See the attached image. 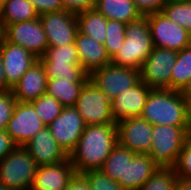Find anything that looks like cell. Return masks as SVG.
Wrapping results in <instances>:
<instances>
[{"instance_id": "cell-19", "label": "cell", "mask_w": 191, "mask_h": 190, "mask_svg": "<svg viewBox=\"0 0 191 190\" xmlns=\"http://www.w3.org/2000/svg\"><path fill=\"white\" fill-rule=\"evenodd\" d=\"M47 76L38 60L20 78L12 88L17 102H32L46 93Z\"/></svg>"}, {"instance_id": "cell-34", "label": "cell", "mask_w": 191, "mask_h": 190, "mask_svg": "<svg viewBox=\"0 0 191 190\" xmlns=\"http://www.w3.org/2000/svg\"><path fill=\"white\" fill-rule=\"evenodd\" d=\"M89 183L91 190H124L115 180L106 176L100 169L81 174Z\"/></svg>"}, {"instance_id": "cell-30", "label": "cell", "mask_w": 191, "mask_h": 190, "mask_svg": "<svg viewBox=\"0 0 191 190\" xmlns=\"http://www.w3.org/2000/svg\"><path fill=\"white\" fill-rule=\"evenodd\" d=\"M30 103L33 105L36 114L46 126L50 125L52 121L60 115L63 109L59 101L46 93Z\"/></svg>"}, {"instance_id": "cell-11", "label": "cell", "mask_w": 191, "mask_h": 190, "mask_svg": "<svg viewBox=\"0 0 191 190\" xmlns=\"http://www.w3.org/2000/svg\"><path fill=\"white\" fill-rule=\"evenodd\" d=\"M39 19L46 34L48 47L75 43L78 21L75 13L61 10L41 14Z\"/></svg>"}, {"instance_id": "cell-36", "label": "cell", "mask_w": 191, "mask_h": 190, "mask_svg": "<svg viewBox=\"0 0 191 190\" xmlns=\"http://www.w3.org/2000/svg\"><path fill=\"white\" fill-rule=\"evenodd\" d=\"M16 103L17 100L14 97L12 90L0 92V130L6 129Z\"/></svg>"}, {"instance_id": "cell-6", "label": "cell", "mask_w": 191, "mask_h": 190, "mask_svg": "<svg viewBox=\"0 0 191 190\" xmlns=\"http://www.w3.org/2000/svg\"><path fill=\"white\" fill-rule=\"evenodd\" d=\"M74 108L86 126L116 123L111 114V100L90 79L82 88Z\"/></svg>"}, {"instance_id": "cell-46", "label": "cell", "mask_w": 191, "mask_h": 190, "mask_svg": "<svg viewBox=\"0 0 191 190\" xmlns=\"http://www.w3.org/2000/svg\"><path fill=\"white\" fill-rule=\"evenodd\" d=\"M0 190H9V189L6 188L2 183H0Z\"/></svg>"}, {"instance_id": "cell-24", "label": "cell", "mask_w": 191, "mask_h": 190, "mask_svg": "<svg viewBox=\"0 0 191 190\" xmlns=\"http://www.w3.org/2000/svg\"><path fill=\"white\" fill-rule=\"evenodd\" d=\"M78 31L98 43L106 40L107 19L96 9H90L76 14Z\"/></svg>"}, {"instance_id": "cell-27", "label": "cell", "mask_w": 191, "mask_h": 190, "mask_svg": "<svg viewBox=\"0 0 191 190\" xmlns=\"http://www.w3.org/2000/svg\"><path fill=\"white\" fill-rule=\"evenodd\" d=\"M191 78V45L177 52L170 77V89L182 91Z\"/></svg>"}, {"instance_id": "cell-15", "label": "cell", "mask_w": 191, "mask_h": 190, "mask_svg": "<svg viewBox=\"0 0 191 190\" xmlns=\"http://www.w3.org/2000/svg\"><path fill=\"white\" fill-rule=\"evenodd\" d=\"M7 85L12 89L22 75L30 69L38 58L25 48L6 40L0 45Z\"/></svg>"}, {"instance_id": "cell-16", "label": "cell", "mask_w": 191, "mask_h": 190, "mask_svg": "<svg viewBox=\"0 0 191 190\" xmlns=\"http://www.w3.org/2000/svg\"><path fill=\"white\" fill-rule=\"evenodd\" d=\"M76 175L69 157L57 164L38 166L31 190H65Z\"/></svg>"}, {"instance_id": "cell-31", "label": "cell", "mask_w": 191, "mask_h": 190, "mask_svg": "<svg viewBox=\"0 0 191 190\" xmlns=\"http://www.w3.org/2000/svg\"><path fill=\"white\" fill-rule=\"evenodd\" d=\"M177 178L173 167H159L138 190H175Z\"/></svg>"}, {"instance_id": "cell-39", "label": "cell", "mask_w": 191, "mask_h": 190, "mask_svg": "<svg viewBox=\"0 0 191 190\" xmlns=\"http://www.w3.org/2000/svg\"><path fill=\"white\" fill-rule=\"evenodd\" d=\"M169 0H133L143 16L161 11L164 4Z\"/></svg>"}, {"instance_id": "cell-28", "label": "cell", "mask_w": 191, "mask_h": 190, "mask_svg": "<svg viewBox=\"0 0 191 190\" xmlns=\"http://www.w3.org/2000/svg\"><path fill=\"white\" fill-rule=\"evenodd\" d=\"M161 12L191 33V0H169Z\"/></svg>"}, {"instance_id": "cell-1", "label": "cell", "mask_w": 191, "mask_h": 190, "mask_svg": "<svg viewBox=\"0 0 191 190\" xmlns=\"http://www.w3.org/2000/svg\"><path fill=\"white\" fill-rule=\"evenodd\" d=\"M117 143L116 123L85 126L75 149L68 156L77 175L101 169Z\"/></svg>"}, {"instance_id": "cell-25", "label": "cell", "mask_w": 191, "mask_h": 190, "mask_svg": "<svg viewBox=\"0 0 191 190\" xmlns=\"http://www.w3.org/2000/svg\"><path fill=\"white\" fill-rule=\"evenodd\" d=\"M0 15L5 26L39 18V14L29 0H6L0 6Z\"/></svg>"}, {"instance_id": "cell-32", "label": "cell", "mask_w": 191, "mask_h": 190, "mask_svg": "<svg viewBox=\"0 0 191 190\" xmlns=\"http://www.w3.org/2000/svg\"><path fill=\"white\" fill-rule=\"evenodd\" d=\"M126 25L123 22L107 19L106 40L103 43L110 59L119 51L126 37Z\"/></svg>"}, {"instance_id": "cell-21", "label": "cell", "mask_w": 191, "mask_h": 190, "mask_svg": "<svg viewBox=\"0 0 191 190\" xmlns=\"http://www.w3.org/2000/svg\"><path fill=\"white\" fill-rule=\"evenodd\" d=\"M159 167L148 154H136L126 163L125 180L117 182L124 190H138Z\"/></svg>"}, {"instance_id": "cell-29", "label": "cell", "mask_w": 191, "mask_h": 190, "mask_svg": "<svg viewBox=\"0 0 191 190\" xmlns=\"http://www.w3.org/2000/svg\"><path fill=\"white\" fill-rule=\"evenodd\" d=\"M41 64L80 65L75 43L61 47H48L45 54L38 58Z\"/></svg>"}, {"instance_id": "cell-37", "label": "cell", "mask_w": 191, "mask_h": 190, "mask_svg": "<svg viewBox=\"0 0 191 190\" xmlns=\"http://www.w3.org/2000/svg\"><path fill=\"white\" fill-rule=\"evenodd\" d=\"M63 10L78 14L80 12L95 9L97 0H61Z\"/></svg>"}, {"instance_id": "cell-14", "label": "cell", "mask_w": 191, "mask_h": 190, "mask_svg": "<svg viewBox=\"0 0 191 190\" xmlns=\"http://www.w3.org/2000/svg\"><path fill=\"white\" fill-rule=\"evenodd\" d=\"M85 126L74 107H63L60 115L48 125L53 138L68 156L75 149Z\"/></svg>"}, {"instance_id": "cell-48", "label": "cell", "mask_w": 191, "mask_h": 190, "mask_svg": "<svg viewBox=\"0 0 191 190\" xmlns=\"http://www.w3.org/2000/svg\"><path fill=\"white\" fill-rule=\"evenodd\" d=\"M6 0H0V6L5 2Z\"/></svg>"}, {"instance_id": "cell-47", "label": "cell", "mask_w": 191, "mask_h": 190, "mask_svg": "<svg viewBox=\"0 0 191 190\" xmlns=\"http://www.w3.org/2000/svg\"><path fill=\"white\" fill-rule=\"evenodd\" d=\"M189 109H190V122H191V101L189 102Z\"/></svg>"}, {"instance_id": "cell-41", "label": "cell", "mask_w": 191, "mask_h": 190, "mask_svg": "<svg viewBox=\"0 0 191 190\" xmlns=\"http://www.w3.org/2000/svg\"><path fill=\"white\" fill-rule=\"evenodd\" d=\"M65 190H91V188L82 175H76Z\"/></svg>"}, {"instance_id": "cell-38", "label": "cell", "mask_w": 191, "mask_h": 190, "mask_svg": "<svg viewBox=\"0 0 191 190\" xmlns=\"http://www.w3.org/2000/svg\"><path fill=\"white\" fill-rule=\"evenodd\" d=\"M29 1L36 9L39 16L41 14L63 10V4L61 0H29Z\"/></svg>"}, {"instance_id": "cell-23", "label": "cell", "mask_w": 191, "mask_h": 190, "mask_svg": "<svg viewBox=\"0 0 191 190\" xmlns=\"http://www.w3.org/2000/svg\"><path fill=\"white\" fill-rule=\"evenodd\" d=\"M95 9L106 19L125 24L136 21L143 16L133 0H97Z\"/></svg>"}, {"instance_id": "cell-33", "label": "cell", "mask_w": 191, "mask_h": 190, "mask_svg": "<svg viewBox=\"0 0 191 190\" xmlns=\"http://www.w3.org/2000/svg\"><path fill=\"white\" fill-rule=\"evenodd\" d=\"M47 79H89L81 65L42 64Z\"/></svg>"}, {"instance_id": "cell-3", "label": "cell", "mask_w": 191, "mask_h": 190, "mask_svg": "<svg viewBox=\"0 0 191 190\" xmlns=\"http://www.w3.org/2000/svg\"><path fill=\"white\" fill-rule=\"evenodd\" d=\"M154 48L147 17L142 16L126 25V37L111 64L140 70Z\"/></svg>"}, {"instance_id": "cell-9", "label": "cell", "mask_w": 191, "mask_h": 190, "mask_svg": "<svg viewBox=\"0 0 191 190\" xmlns=\"http://www.w3.org/2000/svg\"><path fill=\"white\" fill-rule=\"evenodd\" d=\"M89 79L112 100L140 81V70L110 63L91 73Z\"/></svg>"}, {"instance_id": "cell-22", "label": "cell", "mask_w": 191, "mask_h": 190, "mask_svg": "<svg viewBox=\"0 0 191 190\" xmlns=\"http://www.w3.org/2000/svg\"><path fill=\"white\" fill-rule=\"evenodd\" d=\"M89 79H47L46 94L53 96L63 107H74L81 90Z\"/></svg>"}, {"instance_id": "cell-7", "label": "cell", "mask_w": 191, "mask_h": 190, "mask_svg": "<svg viewBox=\"0 0 191 190\" xmlns=\"http://www.w3.org/2000/svg\"><path fill=\"white\" fill-rule=\"evenodd\" d=\"M177 51L155 47L140 68V81L151 89H170Z\"/></svg>"}, {"instance_id": "cell-20", "label": "cell", "mask_w": 191, "mask_h": 190, "mask_svg": "<svg viewBox=\"0 0 191 190\" xmlns=\"http://www.w3.org/2000/svg\"><path fill=\"white\" fill-rule=\"evenodd\" d=\"M75 45L80 65L88 75L111 63L104 44L98 43L79 31L76 34Z\"/></svg>"}, {"instance_id": "cell-2", "label": "cell", "mask_w": 191, "mask_h": 190, "mask_svg": "<svg viewBox=\"0 0 191 190\" xmlns=\"http://www.w3.org/2000/svg\"><path fill=\"white\" fill-rule=\"evenodd\" d=\"M141 117L152 125L191 126L189 101L171 89H152Z\"/></svg>"}, {"instance_id": "cell-26", "label": "cell", "mask_w": 191, "mask_h": 190, "mask_svg": "<svg viewBox=\"0 0 191 190\" xmlns=\"http://www.w3.org/2000/svg\"><path fill=\"white\" fill-rule=\"evenodd\" d=\"M135 155L136 153L117 143L100 170L112 180H125L126 163L131 161Z\"/></svg>"}, {"instance_id": "cell-45", "label": "cell", "mask_w": 191, "mask_h": 190, "mask_svg": "<svg viewBox=\"0 0 191 190\" xmlns=\"http://www.w3.org/2000/svg\"><path fill=\"white\" fill-rule=\"evenodd\" d=\"M5 31H6V26H5V23L3 22V19L1 18V15H0V45L5 40Z\"/></svg>"}, {"instance_id": "cell-5", "label": "cell", "mask_w": 191, "mask_h": 190, "mask_svg": "<svg viewBox=\"0 0 191 190\" xmlns=\"http://www.w3.org/2000/svg\"><path fill=\"white\" fill-rule=\"evenodd\" d=\"M38 165L24 146L0 161V183L9 190H31Z\"/></svg>"}, {"instance_id": "cell-12", "label": "cell", "mask_w": 191, "mask_h": 190, "mask_svg": "<svg viewBox=\"0 0 191 190\" xmlns=\"http://www.w3.org/2000/svg\"><path fill=\"white\" fill-rule=\"evenodd\" d=\"M44 127L30 102H17L5 131L17 146H24Z\"/></svg>"}, {"instance_id": "cell-43", "label": "cell", "mask_w": 191, "mask_h": 190, "mask_svg": "<svg viewBox=\"0 0 191 190\" xmlns=\"http://www.w3.org/2000/svg\"><path fill=\"white\" fill-rule=\"evenodd\" d=\"M175 190H191V180L178 177Z\"/></svg>"}, {"instance_id": "cell-40", "label": "cell", "mask_w": 191, "mask_h": 190, "mask_svg": "<svg viewBox=\"0 0 191 190\" xmlns=\"http://www.w3.org/2000/svg\"><path fill=\"white\" fill-rule=\"evenodd\" d=\"M16 147L10 135L5 130H0V161Z\"/></svg>"}, {"instance_id": "cell-18", "label": "cell", "mask_w": 191, "mask_h": 190, "mask_svg": "<svg viewBox=\"0 0 191 190\" xmlns=\"http://www.w3.org/2000/svg\"><path fill=\"white\" fill-rule=\"evenodd\" d=\"M24 147L38 166L57 164L68 158V155L53 138L48 126L35 134Z\"/></svg>"}, {"instance_id": "cell-42", "label": "cell", "mask_w": 191, "mask_h": 190, "mask_svg": "<svg viewBox=\"0 0 191 190\" xmlns=\"http://www.w3.org/2000/svg\"><path fill=\"white\" fill-rule=\"evenodd\" d=\"M9 90L12 89L7 85L6 75L3 67V60L0 54V92H5Z\"/></svg>"}, {"instance_id": "cell-13", "label": "cell", "mask_w": 191, "mask_h": 190, "mask_svg": "<svg viewBox=\"0 0 191 190\" xmlns=\"http://www.w3.org/2000/svg\"><path fill=\"white\" fill-rule=\"evenodd\" d=\"M118 144L136 154H148L151 147L153 125L141 116L116 122Z\"/></svg>"}, {"instance_id": "cell-4", "label": "cell", "mask_w": 191, "mask_h": 190, "mask_svg": "<svg viewBox=\"0 0 191 190\" xmlns=\"http://www.w3.org/2000/svg\"><path fill=\"white\" fill-rule=\"evenodd\" d=\"M191 133V126L153 125L148 155L160 167H173Z\"/></svg>"}, {"instance_id": "cell-35", "label": "cell", "mask_w": 191, "mask_h": 190, "mask_svg": "<svg viewBox=\"0 0 191 190\" xmlns=\"http://www.w3.org/2000/svg\"><path fill=\"white\" fill-rule=\"evenodd\" d=\"M173 169L178 177L191 180V133L188 135Z\"/></svg>"}, {"instance_id": "cell-10", "label": "cell", "mask_w": 191, "mask_h": 190, "mask_svg": "<svg viewBox=\"0 0 191 190\" xmlns=\"http://www.w3.org/2000/svg\"><path fill=\"white\" fill-rule=\"evenodd\" d=\"M5 40L30 51L37 58L42 57L48 42L39 18L6 25Z\"/></svg>"}, {"instance_id": "cell-8", "label": "cell", "mask_w": 191, "mask_h": 190, "mask_svg": "<svg viewBox=\"0 0 191 190\" xmlns=\"http://www.w3.org/2000/svg\"><path fill=\"white\" fill-rule=\"evenodd\" d=\"M155 47L180 51L191 45V33L170 20L161 11L145 15Z\"/></svg>"}, {"instance_id": "cell-44", "label": "cell", "mask_w": 191, "mask_h": 190, "mask_svg": "<svg viewBox=\"0 0 191 190\" xmlns=\"http://www.w3.org/2000/svg\"><path fill=\"white\" fill-rule=\"evenodd\" d=\"M185 98L190 102L191 101V78L187 83L186 87L181 91Z\"/></svg>"}, {"instance_id": "cell-17", "label": "cell", "mask_w": 191, "mask_h": 190, "mask_svg": "<svg viewBox=\"0 0 191 190\" xmlns=\"http://www.w3.org/2000/svg\"><path fill=\"white\" fill-rule=\"evenodd\" d=\"M151 90L146 84L139 81L134 87L112 99L111 114L115 122L141 116Z\"/></svg>"}]
</instances>
